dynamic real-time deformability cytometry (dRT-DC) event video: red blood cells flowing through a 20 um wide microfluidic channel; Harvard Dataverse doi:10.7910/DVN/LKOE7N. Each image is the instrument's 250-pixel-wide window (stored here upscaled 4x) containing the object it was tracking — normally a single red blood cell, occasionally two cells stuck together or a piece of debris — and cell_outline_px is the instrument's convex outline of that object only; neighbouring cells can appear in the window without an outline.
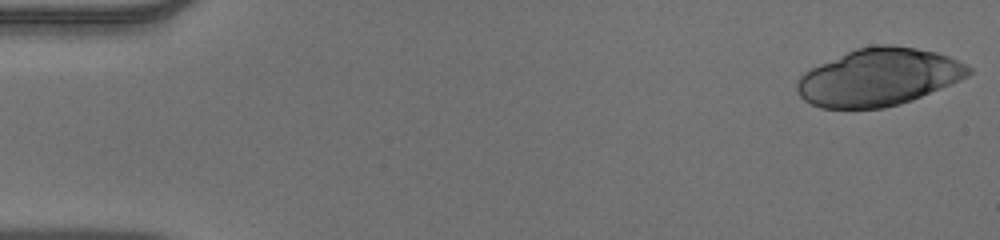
{"species": "human", "species_latin": "Homo sapiens", "temperature_condition": "warm", "stored_images_in_passage": 51, "camera_frame_rate_fps": 3000, "um_per_image_px": 0.085, "donor": {"sex": "male"}, "frame": {"image": 1, "passage_image": 1, "time_ms": 0.0, "image_size_px": [1000, 240], "cell_outline_px": [[972, 72], [968, 76], [960, 80], [912, 100], [900, 104], [884, 108], [820, 108], [804, 100], [800, 96], [796, 88], [796, 80], [804, 72], [820, 64], [856, 48], [872, 44], [892, 44], [916, 48], [936, 52], [948, 56], [972, 68]], "centroid_in_image_um": [74.68, 6.55], "position_along_channel_um": 10.3, "area_um2": 57.28}}
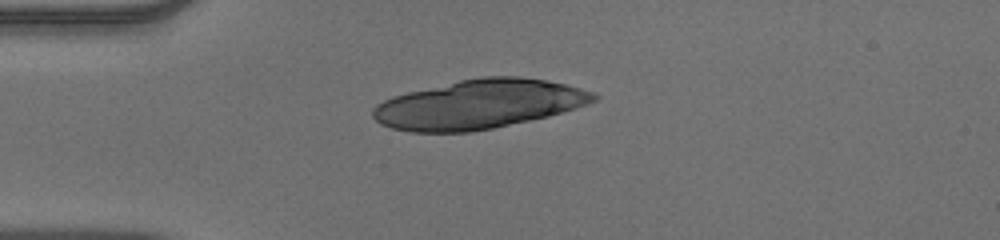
{"frame": {"image": 2, "passage_image": 13, "time_ms": 4.0, "image_size_px": [1000, 240], "cell_outline_px": [[600, 96], [596, 100], [576, 108], [548, 116], [492, 128], [472, 132], [412, 132], [392, 128], [380, 124], [372, 116], [372, 108], [376, 104], [392, 96], [408, 92], [460, 80], [484, 76], [520, 76], [544, 80], [564, 84], [596, 92]], "centroid_in_image_um": [40.7, 8.86], "position_along_channel_um": 44.3, "area_um2": 63.0}}